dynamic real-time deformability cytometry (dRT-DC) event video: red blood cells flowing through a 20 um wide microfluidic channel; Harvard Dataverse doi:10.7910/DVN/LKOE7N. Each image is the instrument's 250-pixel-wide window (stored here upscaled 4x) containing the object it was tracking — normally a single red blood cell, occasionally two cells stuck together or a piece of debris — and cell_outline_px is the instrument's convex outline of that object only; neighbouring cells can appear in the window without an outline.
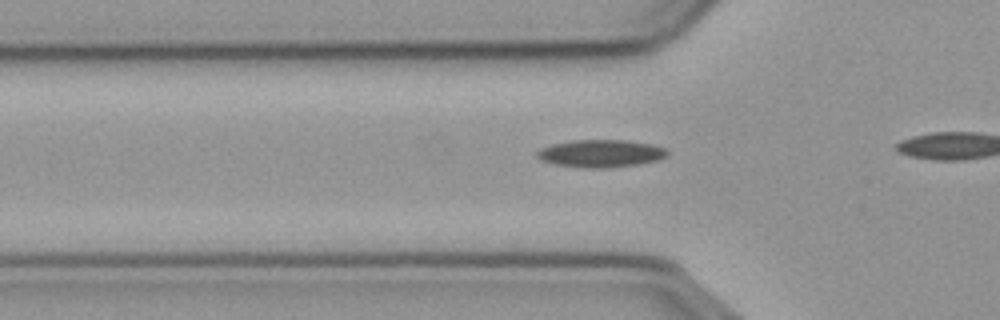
{"species": "common noctule bat (a hibernating species)", "species_latin": "Nyctalus noctula", "temperature_condition": "cold", "stored_images_in_passage": 16, "camera_frame_rate_fps": 3000, "um_per_image_px": 0.085, "animal": {"sex": "male", "body_mass_g": 23.1, "forearm_length_mm": 52.7}, "frame": {"image": 1, "passage_image": 7, "time_ms": 2.0, "image_size_px": [1000, 320], "cell_outline_px": [[668, 156], [656, 160], [640, 164], [608, 168], [580, 168], [556, 164], [540, 160], [536, 156], [536, 152], [540, 148], [552, 144], [572, 140], [624, 140], [652, 144], [664, 148], [668, 152]], "centroid_in_image_um": [51.04, 13.05], "position_along_channel_um": 74.8, "area_um2": 21.04}}
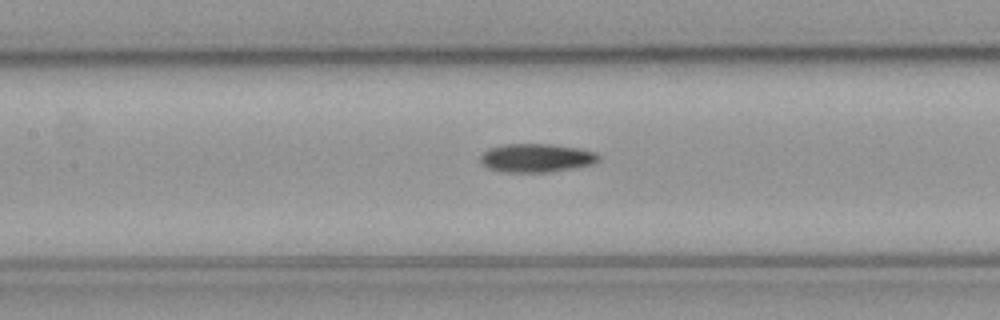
{"frame": {"image": 2, "passage_image": 14, "time_ms": 4.333, "image_size_px": [1000, 320], "cell_outline_px": [[600, 160], [596, 164], [548, 172], [500, 172], [488, 168], [480, 160], [480, 156], [488, 148], [504, 144], [552, 144], [576, 148], [596, 152], [600, 156]], "centroid_in_image_um": [45.61, 13.43], "position_along_channel_um": 161.8, "area_um2": 19.77}}